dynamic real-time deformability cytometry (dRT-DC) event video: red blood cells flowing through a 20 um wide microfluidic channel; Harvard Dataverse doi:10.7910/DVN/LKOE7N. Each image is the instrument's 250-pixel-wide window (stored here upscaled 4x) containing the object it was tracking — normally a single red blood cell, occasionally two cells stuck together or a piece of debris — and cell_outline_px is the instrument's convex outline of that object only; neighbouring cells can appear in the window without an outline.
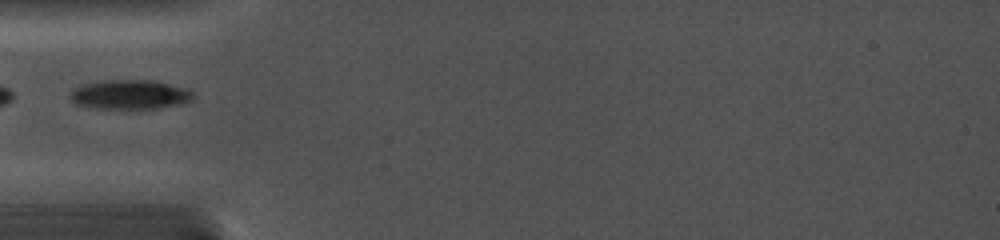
{"species": "common noctule bat (a hibernating species)", "species_latin": "Nyctalus noctula", "temperature_condition": "cold", "stored_images_in_passage": 3, "camera_frame_rate_fps": 5000, "um_per_image_px": 0.085, "animal": {"sex": "female", "body_mass_g": 19.0, "forearm_length_mm": 56.7}, "frame": {"image": 1, "passage_image": 1, "time_ms": 0.0, "image_size_px": [1000, 240], "cell_outline_px": [[196, 96], [192, 100], [180, 104], [160, 108], [100, 108], [76, 104], [68, 96], [72, 88], [84, 84], [100, 80], [152, 80], [188, 88]], "centroid_in_image_um": [11.05, 8.02], "position_along_channel_um": 73.9, "area_um2": 21.15}}